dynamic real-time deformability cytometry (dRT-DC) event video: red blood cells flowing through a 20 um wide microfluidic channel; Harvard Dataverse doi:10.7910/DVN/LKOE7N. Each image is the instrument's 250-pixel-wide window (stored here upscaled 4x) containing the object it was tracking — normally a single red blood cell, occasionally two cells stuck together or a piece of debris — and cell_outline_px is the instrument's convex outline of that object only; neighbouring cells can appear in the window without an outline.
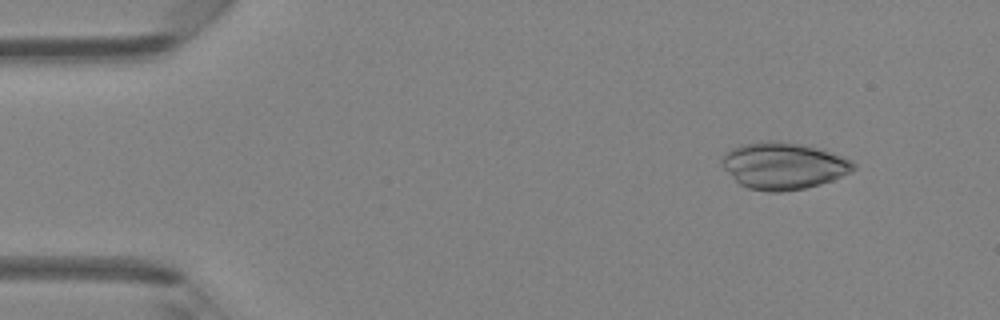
{"species": "Egyptian fruit bat (a non-hibernating species)", "species_latin": "Rousettus aegyptiacus", "temperature_condition": "room temperature", "stored_images_in_passage": 46, "camera_frame_rate_fps": 3000, "um_per_image_px": 0.085, "animal": {"sex": "female"}, "frame": {"image": 1, "passage_image": 5, "time_ms": 1.333, "image_size_px": [1000, 320], "cell_outline_px": [[856, 168], [852, 172], [832, 180], [820, 184], [804, 188], [780, 192], [768, 192], [748, 188], [740, 184], [720, 164], [720, 160], [724, 152], [740, 144], [764, 140], [776, 140], [800, 144], [820, 148], [852, 160], [856, 164]], "centroid_in_image_um": [66.58, 14.07], "position_along_channel_um": 18.4, "area_um2": 36.18}}
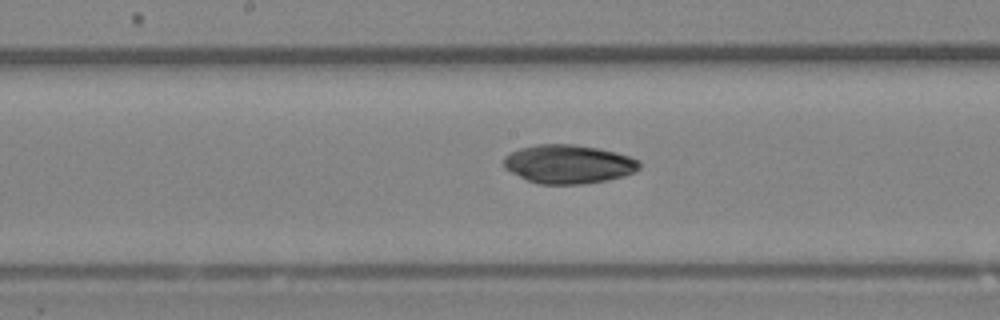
{"frame": {"image": 2, "passage_image": 24, "time_ms": 7.667, "image_size_px": [1000, 320], "cell_outline_px": [[640, 168], [636, 172], [624, 176], [608, 180], [584, 184], [540, 184], [528, 180], [504, 168], [504, 156], [520, 148], [536, 144], [576, 144], [616, 152], [640, 160]], "centroid_in_image_um": [48.35, 13.95], "position_along_channel_um": 199.8, "area_um2": 30.69}}
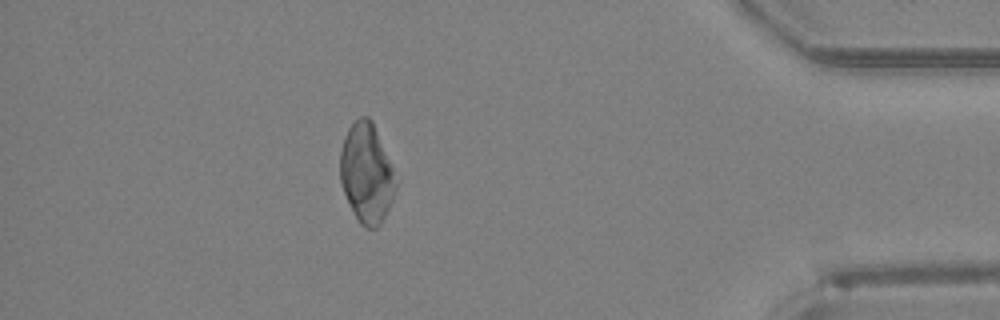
{"frame": {"image": 3, "passage_image": 41, "time_ms": 13.333, "image_size_px": [1000, 320], "cell_outline_px": [[400, 184], [380, 224], [376, 228], [364, 228], [360, 224], [344, 192], [340, 180], [340, 152], [344, 136], [348, 128], [360, 116], [368, 116], [372, 120], [400, 176]], "centroid_in_image_um": [31.23, 14.69], "position_along_channel_um": 404.0, "area_um2": 33.12}}